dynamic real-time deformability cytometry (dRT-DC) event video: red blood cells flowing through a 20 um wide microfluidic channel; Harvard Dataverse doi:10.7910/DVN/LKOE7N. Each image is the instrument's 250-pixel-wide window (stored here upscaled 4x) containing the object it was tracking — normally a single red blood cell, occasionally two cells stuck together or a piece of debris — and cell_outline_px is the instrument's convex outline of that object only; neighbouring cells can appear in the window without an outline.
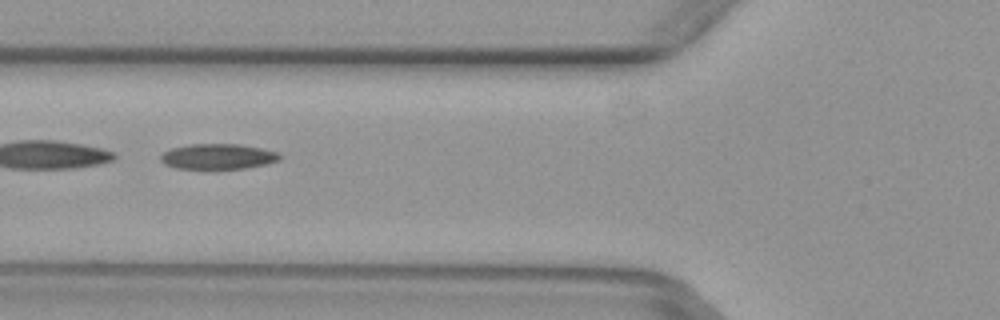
{"species": "common noctule bat (a hibernating species)", "species_latin": "Nyctalus noctula", "temperature_condition": "warm", "stored_images_in_passage": 3, "camera_frame_rate_fps": 3000, "um_per_image_px": 0.085, "animal": {"sex": "female", "body_mass_g": 29.2, "forearm_length_mm": 56.3}, "frame": {"image": 1, "passage_image": 3, "time_ms": 0.667, "image_size_px": [1000, 320], "cell_outline_px": [[280, 160], [268, 164], [244, 168], [216, 172], [204, 172], [176, 168], [164, 164], [160, 160], [160, 156], [164, 152], [172, 148], [188, 144], [240, 144], [260, 148], [276, 152], [280, 156]], "centroid_in_image_um": [18.47, 13.36], "position_along_channel_um": 107.3, "area_um2": 18.61}}